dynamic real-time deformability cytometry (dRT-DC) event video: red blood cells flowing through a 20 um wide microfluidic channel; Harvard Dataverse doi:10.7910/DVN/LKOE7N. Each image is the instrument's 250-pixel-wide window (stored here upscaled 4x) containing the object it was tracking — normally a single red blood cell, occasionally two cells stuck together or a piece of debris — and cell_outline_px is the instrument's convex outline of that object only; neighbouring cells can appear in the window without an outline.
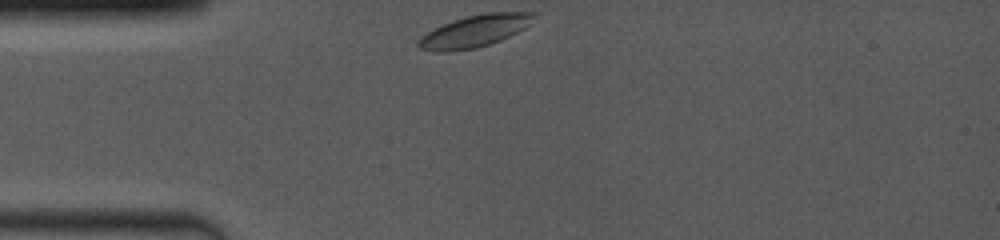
{"species": "common noctule bat (a hibernating species)", "species_latin": "Nyctalus noctula", "temperature_condition": "room temperature", "stored_images_in_passage": 30, "camera_frame_rate_fps": 4000, "um_per_image_px": 0.085, "animal": {"sex": "female", "body_mass_g": 19.0, "forearm_length_mm": 53.3}, "frame": {"image": 1, "passage_image": 1, "time_ms": 0.0, "image_size_px": [1000, 240], "cell_outline_px": [[536, 12], [528, 24], [524, 28], [500, 40], [476, 48], [448, 52], [436, 52], [420, 48], [416, 44], [420, 36], [452, 20], [484, 12]], "centroid_in_image_um": [40.29, 2.65], "position_along_channel_um": 44.7, "area_um2": 21.21}}
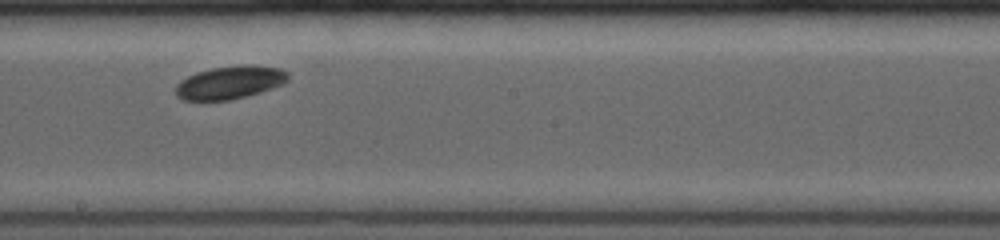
{"frame": {"image": 2, "passage_image": 17, "time_ms": 5.25, "image_size_px": [1000, 240], "cell_outline_px": [[288, 80], [284, 84], [260, 92], [228, 100], [184, 100], [176, 96], [176, 84], [180, 80], [196, 72], [212, 68], [244, 64], [248, 64], [280, 68], [288, 72]], "centroid_in_image_um": [19.54, 7.0], "position_along_channel_um": 228.7, "area_um2": 21.62}}
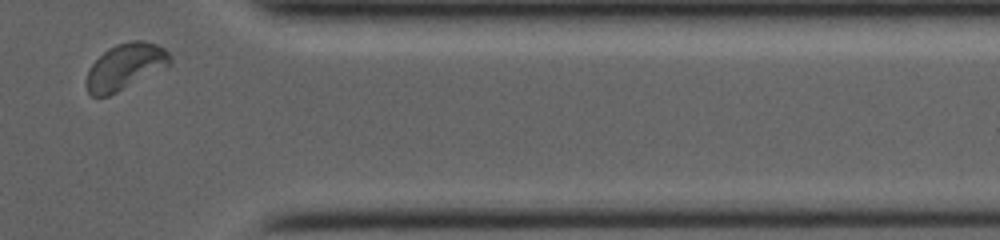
{"frame": {"image": 3, "passage_image": 28, "time_ms": 9.75, "image_size_px": [1000, 240], "cell_outline_px": [[172, 60], [168, 64], [116, 92], [108, 96], [92, 96], [88, 92], [84, 84], [84, 80], [92, 64], [108, 48], [116, 44], [132, 40], [144, 40], [156, 44], [164, 48], [172, 56]], "centroid_in_image_um": [10.59, 5.64], "position_along_channel_um": 400.8, "area_um2": 21.96}}